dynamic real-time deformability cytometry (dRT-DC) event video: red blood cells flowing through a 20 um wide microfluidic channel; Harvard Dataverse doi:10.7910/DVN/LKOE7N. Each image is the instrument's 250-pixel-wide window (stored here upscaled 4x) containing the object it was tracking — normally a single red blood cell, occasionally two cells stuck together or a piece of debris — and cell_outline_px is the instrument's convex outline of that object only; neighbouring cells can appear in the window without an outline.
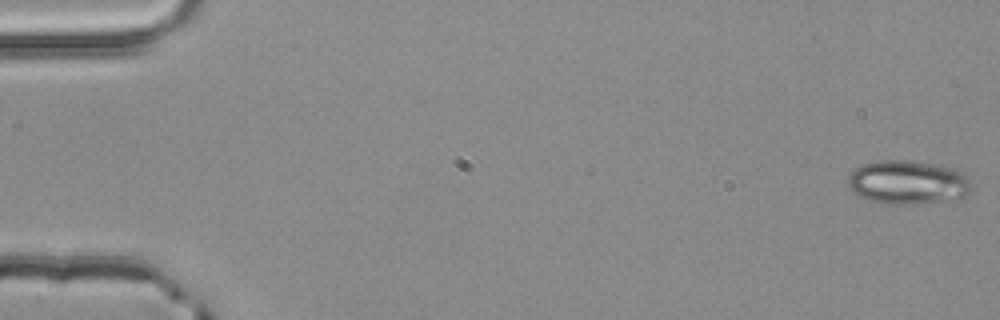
{"species": "common noctule bat (a hibernating species)", "species_latin": "Nyctalus noctula", "temperature_condition": "room temperature", "stored_images_in_passage": 4, "camera_frame_rate_fps": 3000, "um_per_image_px": 0.085, "animal": {"sex": "male", "body_mass_g": 20.4}, "frame": {"image": 1, "passage_image": 1, "time_ms": 0.0, "image_size_px": [1000, 320], "cell_outline_px": [[976, 188], [972, 192], [964, 196], [944, 200], [908, 204], [880, 204], [860, 196], [848, 188], [848, 176], [852, 168], [864, 164], [880, 160], [904, 160], [936, 164], [952, 168], [964, 172], [968, 176]], "centroid_in_image_um": [77.18, 15.49], "position_along_channel_um": 7.8, "area_um2": 31.91}}